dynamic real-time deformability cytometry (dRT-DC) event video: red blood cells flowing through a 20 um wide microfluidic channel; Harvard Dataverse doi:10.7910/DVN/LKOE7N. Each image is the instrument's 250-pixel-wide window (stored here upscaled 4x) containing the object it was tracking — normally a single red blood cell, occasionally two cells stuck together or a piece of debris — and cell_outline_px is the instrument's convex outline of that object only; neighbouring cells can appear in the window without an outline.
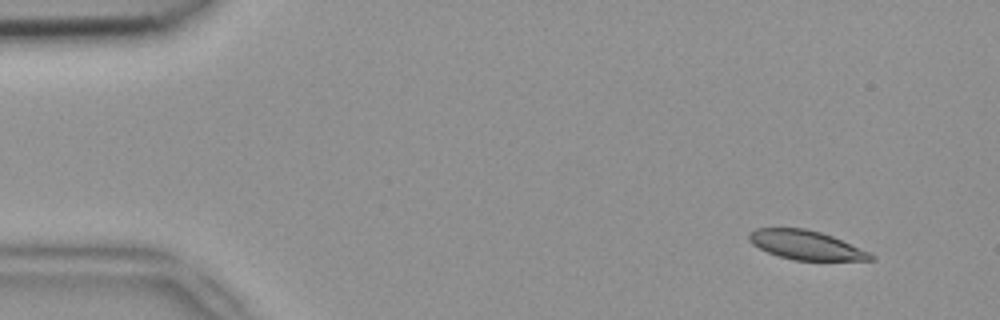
{"species": "common noctule bat (a hibernating species)", "species_latin": "Nyctalus noctula", "temperature_condition": "room temperature", "stored_images_in_passage": 50, "camera_frame_rate_fps": 3000, "um_per_image_px": 0.085, "animal": {"sex": "female", "body_mass_g": 18.4}, "frame": {"image": 1, "passage_image": 4, "time_ms": 1.0, "image_size_px": [1000, 320], "cell_outline_px": [[876, 260], [792, 260], [768, 252], [752, 244], [748, 240], [748, 232], [756, 228], [804, 228], [820, 232], [832, 236], [868, 252], [876, 256]], "centroid_in_image_um": [68.47, 20.82], "position_along_channel_um": 16.5, "area_um2": 20.46}}
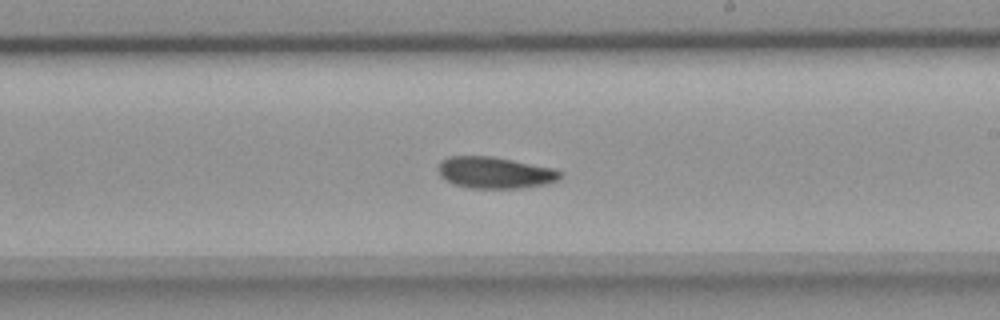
{"frame": {"image": 2, "passage_image": 29, "time_ms": 9.333, "image_size_px": [1000, 320], "cell_outline_px": [[564, 176], [548, 184], [524, 188], [468, 188], [452, 184], [440, 176], [436, 168], [440, 160], [448, 156], [492, 156], [552, 168], [564, 172]], "centroid_in_image_um": [42.04, 14.68], "position_along_channel_um": 247.0, "area_um2": 22.77}}
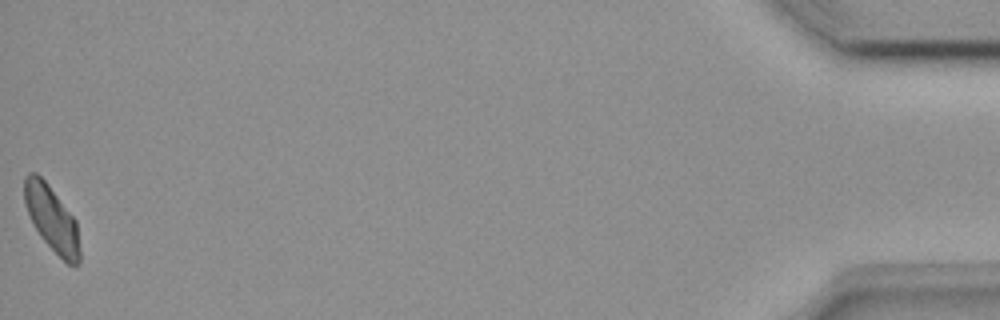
{"frame": {"image": 3, "passage_image": 50, "time_ms": 16.333, "image_size_px": [1000, 320], "cell_outline_px": [[80, 260], [76, 268], [68, 264], [40, 236], [24, 204], [24, 176], [28, 172], [36, 172], [48, 184], [76, 220], [80, 248]], "centroid_in_image_um": [4.41, 18.58], "position_along_channel_um": 430.8, "area_um2": 20.98}}